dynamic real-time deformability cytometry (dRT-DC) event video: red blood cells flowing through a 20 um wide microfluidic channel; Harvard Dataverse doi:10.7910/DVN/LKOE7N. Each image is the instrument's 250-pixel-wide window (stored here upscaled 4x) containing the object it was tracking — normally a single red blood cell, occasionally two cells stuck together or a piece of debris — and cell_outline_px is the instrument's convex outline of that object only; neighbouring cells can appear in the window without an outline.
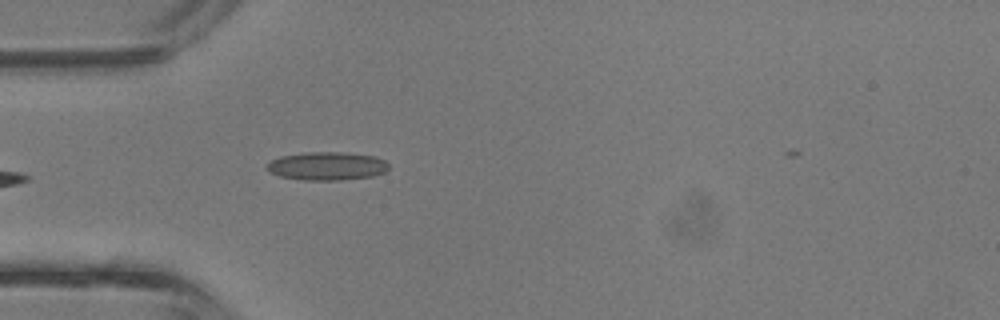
{"species": "common noctule bat (a hibernating species)", "species_latin": "Nyctalus noctula", "temperature_condition": "room temperature", "stored_images_in_passage": 4, "camera_frame_rate_fps": 3000, "um_per_image_px": 0.085, "animal": {"sex": "male", "body_mass_g": 13.3}, "frame": {"image": 1, "passage_image": 4, "time_ms": 1.0, "image_size_px": [1000, 320], "cell_outline_px": [[388, 168], [384, 172], [372, 176], [340, 180], [304, 180], [280, 176], [264, 168], [264, 164], [280, 156], [304, 152], [344, 152], [376, 156], [384, 160], [388, 164]], "centroid_in_image_um": [27.77, 14.1], "position_along_channel_um": 57.2, "area_um2": 20.17}}